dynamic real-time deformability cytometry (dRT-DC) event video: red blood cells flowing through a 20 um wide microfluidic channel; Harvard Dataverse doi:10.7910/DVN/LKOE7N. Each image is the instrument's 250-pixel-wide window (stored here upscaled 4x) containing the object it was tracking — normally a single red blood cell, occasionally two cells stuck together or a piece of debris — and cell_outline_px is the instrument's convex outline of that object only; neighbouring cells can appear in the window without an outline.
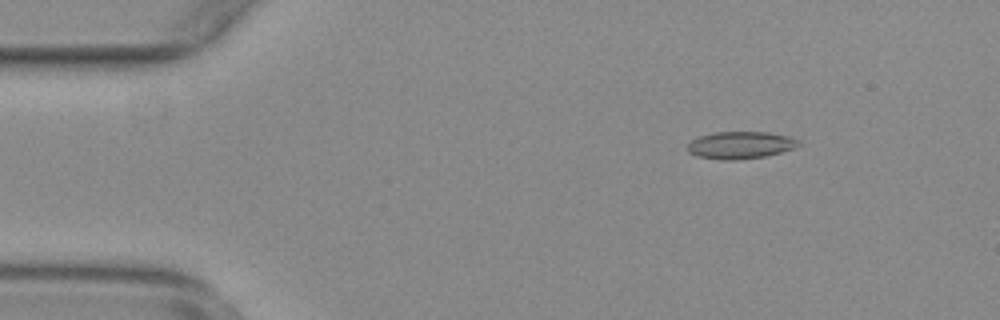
{"species": "common noctule bat (a hibernating species)", "species_latin": "Nyctalus noctula", "temperature_condition": "warm", "stored_images_in_passage": 55, "camera_frame_rate_fps": 3000, "um_per_image_px": 0.085, "animal": {"sex": "female", "body_mass_g": 29.2, "forearm_length_mm": 56.3}, "frame": {"image": 1, "passage_image": 8, "time_ms": 2.333, "image_size_px": [1000, 320], "cell_outline_px": [[800, 144], [792, 148], [780, 152], [764, 156], [736, 160], [720, 160], [696, 156], [688, 152], [688, 144], [692, 140], [700, 136], [712, 132], [768, 132], [788, 136], [800, 140]], "centroid_in_image_um": [62.91, 12.33], "position_along_channel_um": 22.1, "area_um2": 17.57}}
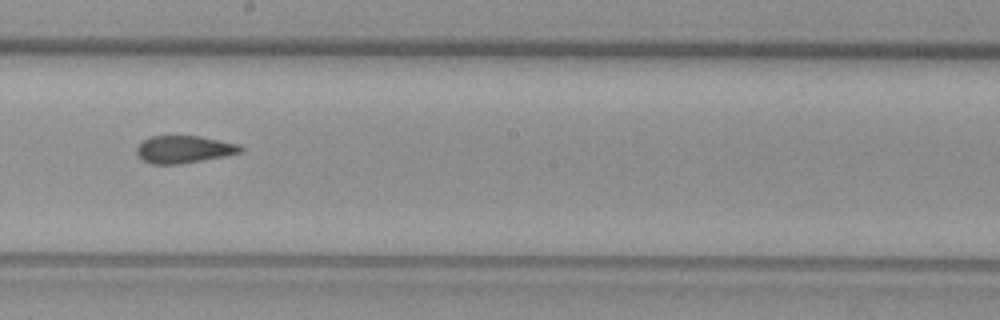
{"frame": {"image": 2, "passage_image": 31, "time_ms": 10.0, "image_size_px": [1000, 320], "cell_outline_px": [[244, 148], [240, 152], [224, 156], [180, 164], [152, 164], [140, 160], [136, 152], [136, 148], [144, 140], [152, 136], [200, 136], [240, 144]], "centroid_in_image_um": [15.62, 12.7], "position_along_channel_um": 232.6, "area_um2": 16.59}}
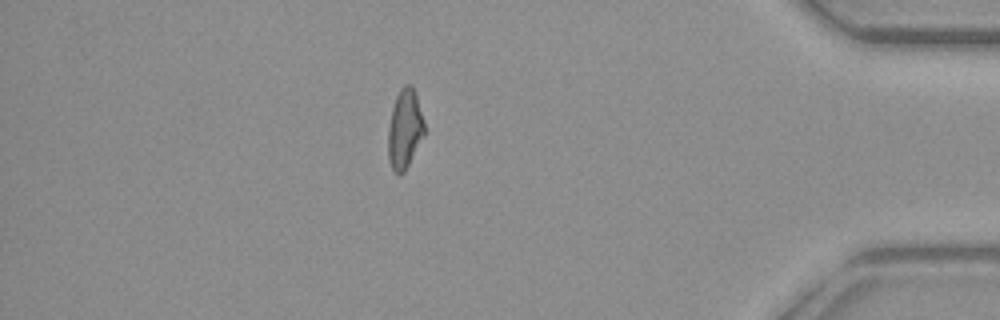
{"frame": {"image": 3, "passage_image": 48, "time_ms": 15.667, "image_size_px": [1000, 320], "cell_outline_px": [[424, 136], [404, 172], [400, 176], [392, 168], [388, 160], [388, 128], [392, 108], [396, 96], [400, 88], [404, 84], [408, 84], [416, 92], [424, 120]], "centroid_in_image_um": [34.4, 10.96], "position_along_channel_um": 400.8, "area_um2": 16.82}, "authors_computed_cell_mechanics": {"area_um2": 17.051, "velocity_mm_per_s": 3.7553, "shape_relaxation_time_tau1_ms": null, "shape_relaxation_time_tau2_ms": 1.3901, "deformation_change_tau1": null, "deformation_change_tau2": 0.0704}}